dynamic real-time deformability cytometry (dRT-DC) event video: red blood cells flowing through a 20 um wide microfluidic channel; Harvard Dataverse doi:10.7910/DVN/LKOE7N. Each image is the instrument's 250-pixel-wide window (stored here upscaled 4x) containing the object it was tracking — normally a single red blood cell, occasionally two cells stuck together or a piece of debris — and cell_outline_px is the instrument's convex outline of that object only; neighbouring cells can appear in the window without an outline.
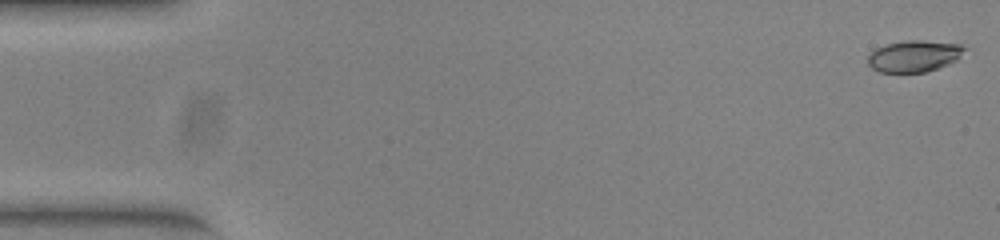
{"species": "common noctule bat (a hibernating species)", "species_latin": "Nyctalus noctula", "temperature_condition": "warm", "stored_images_in_passage": 52, "camera_frame_rate_fps": 3000, "um_per_image_px": 0.085, "animal": {"sex": "female", "body_mass_g": 23.0, "forearm_length_mm": 53.4}, "frame": {"image": 1, "passage_image": 1, "time_ms": 0.0, "image_size_px": [1000, 240], "cell_outline_px": [[968, 48], [956, 60], [948, 64], [924, 72], [880, 72], [872, 68], [868, 64], [868, 56], [876, 48], [888, 44], [908, 40], [920, 40], [960, 44]], "centroid_in_image_um": [77.71, 4.76], "position_along_channel_um": 7.3, "area_um2": 17.57}}
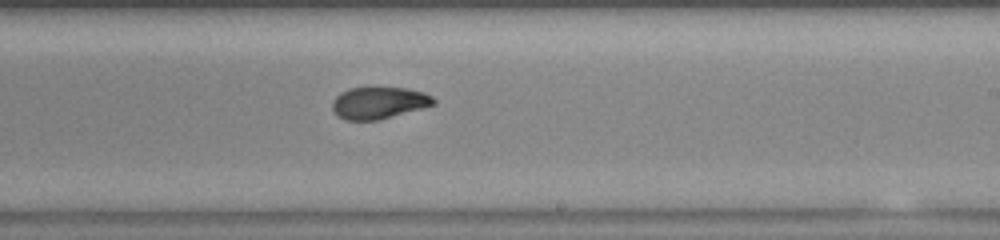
{"frame": {"image": 2, "passage_image": 31, "time_ms": 10.0, "image_size_px": [1000, 240], "cell_outline_px": [[436, 104], [376, 120], [344, 120], [332, 108], [332, 100], [340, 92], [348, 88], [408, 88], [424, 92], [432, 96], [436, 100]], "centroid_in_image_um": [32.2, 8.73], "position_along_channel_um": 256.8, "area_um2": 18.61}}
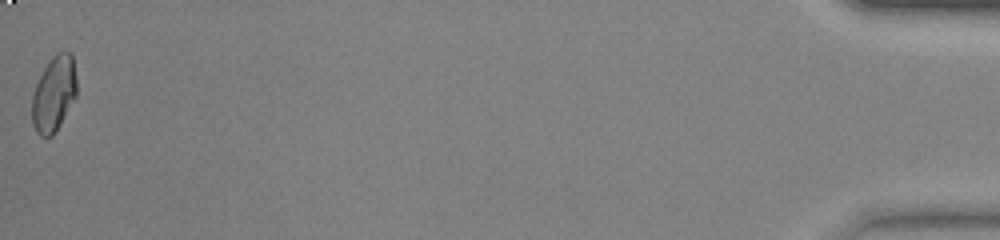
{"frame": {"image": 3, "passage_image": 52, "time_ms": 17.0, "image_size_px": [1000, 240], "cell_outline_px": [[76, 96], [60, 124], [52, 136], [40, 136], [36, 132], [32, 124], [32, 96], [36, 84], [44, 68], [52, 56], [60, 52], [72, 52], [76, 76]], "centroid_in_image_um": [4.58, 7.97], "position_along_channel_um": 430.6, "area_um2": 19.54}, "authors_computed_cell_mechanics": {"area_um2": 19.1607, "velocity_mm_per_s": 3.9515, "shape_relaxation_time_tau1_ms": 6.3266, "shape_relaxation_time_tau2_ms": 1.4088, "deformation_change_tau1": 0.1904, "deformation_change_tau2": 0.0569}}